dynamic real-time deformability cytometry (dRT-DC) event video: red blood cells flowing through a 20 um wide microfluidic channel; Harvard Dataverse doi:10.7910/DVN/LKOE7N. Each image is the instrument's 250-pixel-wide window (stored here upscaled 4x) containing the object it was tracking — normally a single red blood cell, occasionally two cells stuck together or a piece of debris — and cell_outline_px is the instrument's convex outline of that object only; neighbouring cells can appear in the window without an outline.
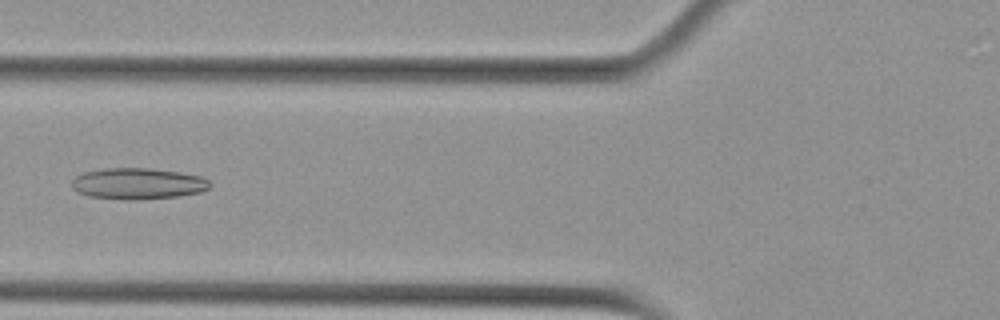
{"species": "Egyptian fruit bat (a non-hibernating species)", "species_latin": "Rousettus aegyptiacus", "temperature_condition": "cold", "stored_images_in_passage": 5, "camera_frame_rate_fps": 3000, "um_per_image_px": 0.085, "animal": {"sex": "female"}, "frame": {"image": 1, "passage_image": 5, "time_ms": 1.333, "image_size_px": [1000, 320], "cell_outline_px": [[212, 188], [200, 192], [180, 196], [136, 200], [128, 200], [88, 196], [76, 192], [72, 188], [72, 180], [76, 176], [84, 172], [104, 168], [148, 168], [180, 172], [200, 176], [208, 180], [212, 184]], "centroid_in_image_um": [11.73, 15.61], "position_along_channel_um": 114.1, "area_um2": 25.37}}